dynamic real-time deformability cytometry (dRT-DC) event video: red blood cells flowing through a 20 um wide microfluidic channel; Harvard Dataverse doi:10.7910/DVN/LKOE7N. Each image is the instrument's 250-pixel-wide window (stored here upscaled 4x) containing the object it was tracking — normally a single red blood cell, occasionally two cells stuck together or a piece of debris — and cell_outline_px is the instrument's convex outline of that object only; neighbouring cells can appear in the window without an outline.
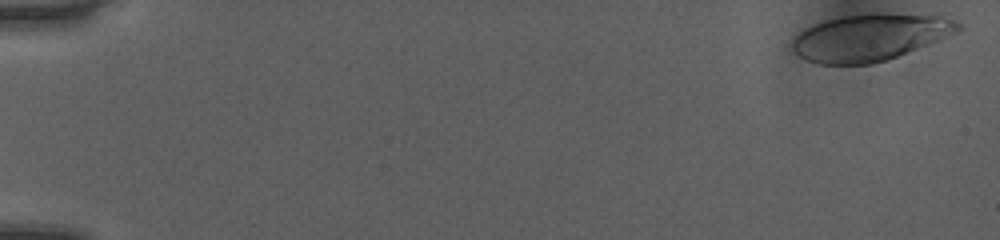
{"species": "human", "species_latin": "Homo sapiens", "temperature_condition": "room temperature", "stored_images_in_passage": 6, "camera_frame_rate_fps": 3000, "um_per_image_px": 0.085, "donor": {"sex": "female"}, "frame": {"image": 1, "passage_image": 1, "time_ms": 0.0, "image_size_px": [1000, 240], "cell_outline_px": [[964, 28], [956, 32], [888, 60], [872, 64], [816, 64], [804, 60], [792, 52], [792, 40], [804, 28], [828, 20], [844, 16], [872, 12], [880, 12], [940, 16], [956, 20]], "centroid_in_image_um": [73.92, 3.17], "position_along_channel_um": 11.1, "area_um2": 45.37}}